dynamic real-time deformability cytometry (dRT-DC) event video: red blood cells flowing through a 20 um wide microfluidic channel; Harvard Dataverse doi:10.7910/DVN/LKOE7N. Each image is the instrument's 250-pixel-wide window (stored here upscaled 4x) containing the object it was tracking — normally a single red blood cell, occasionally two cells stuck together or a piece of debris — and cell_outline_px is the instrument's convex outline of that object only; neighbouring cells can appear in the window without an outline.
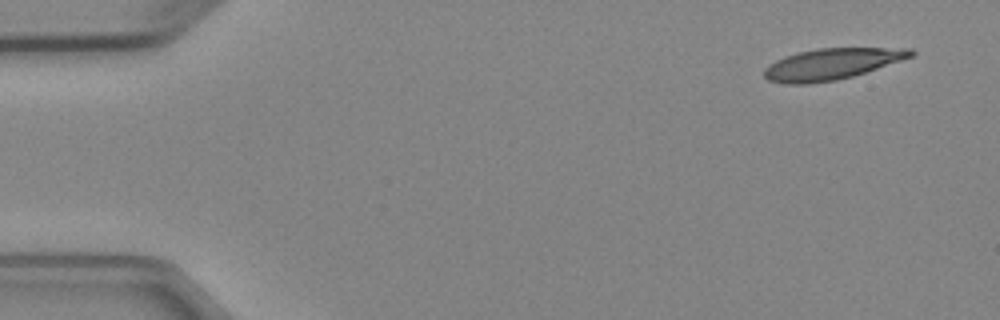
{"species": "Egyptian fruit bat (a non-hibernating species)", "species_latin": "Rousettus aegyptiacus", "temperature_condition": "cold", "stored_images_in_passage": 4, "camera_frame_rate_fps": 3000, "um_per_image_px": 0.085, "animal": {"sex": "female"}, "frame": {"image": 1, "passage_image": 1, "time_ms": 0.0, "image_size_px": [1000, 320], "cell_outline_px": [[916, 52], [912, 56], [852, 76], [836, 80], [808, 84], [788, 84], [768, 80], [764, 76], [764, 68], [768, 64], [784, 56], [796, 52], [816, 48], [912, 48]], "centroid_in_image_um": [70.63, 5.43], "position_along_channel_um": 14.4, "area_um2": 26.53}}
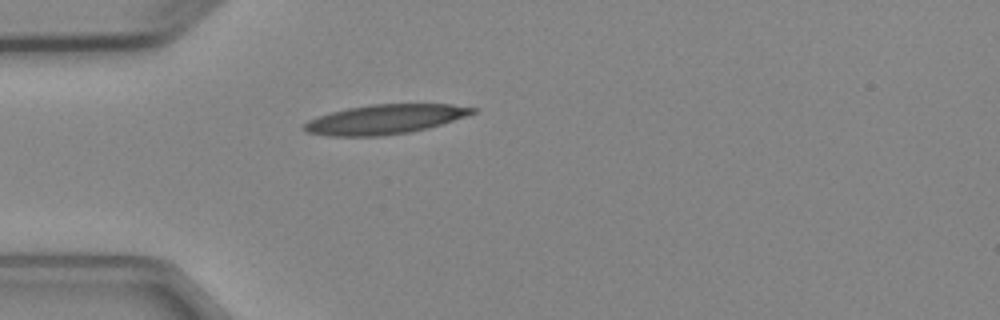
{"frame": {"image": 2, "passage_image": 4, "time_ms": 3.667, "image_size_px": [1000, 320], "cell_outline_px": [[476, 112], [468, 116], [428, 128], [408, 132], [380, 136], [328, 136], [308, 132], [300, 128], [308, 120], [332, 112], [348, 108], [372, 104], [452, 104], [476, 108]], "centroid_in_image_um": [32.73, 10.14], "position_along_channel_um": 52.3, "area_um2": 28.84}}